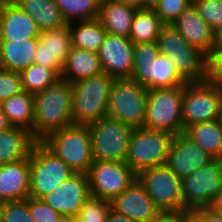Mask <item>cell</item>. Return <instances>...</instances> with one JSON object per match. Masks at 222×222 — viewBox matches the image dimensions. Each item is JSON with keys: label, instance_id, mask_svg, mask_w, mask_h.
<instances>
[{"label": "cell", "instance_id": "1", "mask_svg": "<svg viewBox=\"0 0 222 222\" xmlns=\"http://www.w3.org/2000/svg\"><path fill=\"white\" fill-rule=\"evenodd\" d=\"M73 85L59 78L34 95V138L44 139L50 132L73 125Z\"/></svg>", "mask_w": 222, "mask_h": 222}, {"label": "cell", "instance_id": "2", "mask_svg": "<svg viewBox=\"0 0 222 222\" xmlns=\"http://www.w3.org/2000/svg\"><path fill=\"white\" fill-rule=\"evenodd\" d=\"M131 79L147 90L184 86L187 83L175 70L172 59L159 52L157 41L134 43Z\"/></svg>", "mask_w": 222, "mask_h": 222}, {"label": "cell", "instance_id": "3", "mask_svg": "<svg viewBox=\"0 0 222 222\" xmlns=\"http://www.w3.org/2000/svg\"><path fill=\"white\" fill-rule=\"evenodd\" d=\"M41 141L76 173H88L95 161L87 125L52 131Z\"/></svg>", "mask_w": 222, "mask_h": 222}, {"label": "cell", "instance_id": "4", "mask_svg": "<svg viewBox=\"0 0 222 222\" xmlns=\"http://www.w3.org/2000/svg\"><path fill=\"white\" fill-rule=\"evenodd\" d=\"M115 78L102 72L73 83V125H87L107 117L108 98Z\"/></svg>", "mask_w": 222, "mask_h": 222}, {"label": "cell", "instance_id": "5", "mask_svg": "<svg viewBox=\"0 0 222 222\" xmlns=\"http://www.w3.org/2000/svg\"><path fill=\"white\" fill-rule=\"evenodd\" d=\"M29 166V196L38 199L51 193L76 173L42 141H36L33 145L29 155Z\"/></svg>", "mask_w": 222, "mask_h": 222}, {"label": "cell", "instance_id": "6", "mask_svg": "<svg viewBox=\"0 0 222 222\" xmlns=\"http://www.w3.org/2000/svg\"><path fill=\"white\" fill-rule=\"evenodd\" d=\"M183 86L148 90L143 127L173 135L184 133L182 125Z\"/></svg>", "mask_w": 222, "mask_h": 222}, {"label": "cell", "instance_id": "7", "mask_svg": "<svg viewBox=\"0 0 222 222\" xmlns=\"http://www.w3.org/2000/svg\"><path fill=\"white\" fill-rule=\"evenodd\" d=\"M148 90L131 78L114 79L108 98L107 117L143 127Z\"/></svg>", "mask_w": 222, "mask_h": 222}, {"label": "cell", "instance_id": "8", "mask_svg": "<svg viewBox=\"0 0 222 222\" xmlns=\"http://www.w3.org/2000/svg\"><path fill=\"white\" fill-rule=\"evenodd\" d=\"M173 136L163 130L135 127L125 162L137 175L144 169L165 164Z\"/></svg>", "mask_w": 222, "mask_h": 222}, {"label": "cell", "instance_id": "9", "mask_svg": "<svg viewBox=\"0 0 222 222\" xmlns=\"http://www.w3.org/2000/svg\"><path fill=\"white\" fill-rule=\"evenodd\" d=\"M94 160L125 162L129 140L134 127L130 124L104 117L87 124Z\"/></svg>", "mask_w": 222, "mask_h": 222}, {"label": "cell", "instance_id": "10", "mask_svg": "<svg viewBox=\"0 0 222 222\" xmlns=\"http://www.w3.org/2000/svg\"><path fill=\"white\" fill-rule=\"evenodd\" d=\"M222 89L206 80L187 82L183 86L182 125L184 131L191 125L219 119Z\"/></svg>", "mask_w": 222, "mask_h": 222}, {"label": "cell", "instance_id": "11", "mask_svg": "<svg viewBox=\"0 0 222 222\" xmlns=\"http://www.w3.org/2000/svg\"><path fill=\"white\" fill-rule=\"evenodd\" d=\"M222 191V159H213L181 179L185 209L210 207Z\"/></svg>", "mask_w": 222, "mask_h": 222}, {"label": "cell", "instance_id": "12", "mask_svg": "<svg viewBox=\"0 0 222 222\" xmlns=\"http://www.w3.org/2000/svg\"><path fill=\"white\" fill-rule=\"evenodd\" d=\"M137 178L161 212H178L185 209L181 178L166 164L144 169Z\"/></svg>", "mask_w": 222, "mask_h": 222}, {"label": "cell", "instance_id": "13", "mask_svg": "<svg viewBox=\"0 0 222 222\" xmlns=\"http://www.w3.org/2000/svg\"><path fill=\"white\" fill-rule=\"evenodd\" d=\"M88 174L90 195L111 202L126 190L137 174L126 162L95 160Z\"/></svg>", "mask_w": 222, "mask_h": 222}, {"label": "cell", "instance_id": "14", "mask_svg": "<svg viewBox=\"0 0 222 222\" xmlns=\"http://www.w3.org/2000/svg\"><path fill=\"white\" fill-rule=\"evenodd\" d=\"M97 54L103 72L115 79L131 78L134 43L130 38L107 33Z\"/></svg>", "mask_w": 222, "mask_h": 222}, {"label": "cell", "instance_id": "15", "mask_svg": "<svg viewBox=\"0 0 222 222\" xmlns=\"http://www.w3.org/2000/svg\"><path fill=\"white\" fill-rule=\"evenodd\" d=\"M72 47L68 24L64 27L40 31L34 63L52 69L60 77L63 64Z\"/></svg>", "mask_w": 222, "mask_h": 222}, {"label": "cell", "instance_id": "16", "mask_svg": "<svg viewBox=\"0 0 222 222\" xmlns=\"http://www.w3.org/2000/svg\"><path fill=\"white\" fill-rule=\"evenodd\" d=\"M213 160L203 148L185 133L174 135L169 145L165 164L181 179Z\"/></svg>", "mask_w": 222, "mask_h": 222}, {"label": "cell", "instance_id": "17", "mask_svg": "<svg viewBox=\"0 0 222 222\" xmlns=\"http://www.w3.org/2000/svg\"><path fill=\"white\" fill-rule=\"evenodd\" d=\"M90 196L87 173H75L42 199L63 217H76Z\"/></svg>", "mask_w": 222, "mask_h": 222}, {"label": "cell", "instance_id": "18", "mask_svg": "<svg viewBox=\"0 0 222 222\" xmlns=\"http://www.w3.org/2000/svg\"><path fill=\"white\" fill-rule=\"evenodd\" d=\"M110 204L112 210L135 222H152L161 213L138 178Z\"/></svg>", "mask_w": 222, "mask_h": 222}, {"label": "cell", "instance_id": "19", "mask_svg": "<svg viewBox=\"0 0 222 222\" xmlns=\"http://www.w3.org/2000/svg\"><path fill=\"white\" fill-rule=\"evenodd\" d=\"M29 192V157L0 165V202L25 200Z\"/></svg>", "mask_w": 222, "mask_h": 222}, {"label": "cell", "instance_id": "20", "mask_svg": "<svg viewBox=\"0 0 222 222\" xmlns=\"http://www.w3.org/2000/svg\"><path fill=\"white\" fill-rule=\"evenodd\" d=\"M184 39L206 56L214 49V32L190 4L171 24Z\"/></svg>", "mask_w": 222, "mask_h": 222}, {"label": "cell", "instance_id": "21", "mask_svg": "<svg viewBox=\"0 0 222 222\" xmlns=\"http://www.w3.org/2000/svg\"><path fill=\"white\" fill-rule=\"evenodd\" d=\"M35 21L12 0H6L0 10V35L2 40L39 38Z\"/></svg>", "mask_w": 222, "mask_h": 222}, {"label": "cell", "instance_id": "22", "mask_svg": "<svg viewBox=\"0 0 222 222\" xmlns=\"http://www.w3.org/2000/svg\"><path fill=\"white\" fill-rule=\"evenodd\" d=\"M36 139L22 127L11 126L0 132V165L28 158Z\"/></svg>", "mask_w": 222, "mask_h": 222}, {"label": "cell", "instance_id": "23", "mask_svg": "<svg viewBox=\"0 0 222 222\" xmlns=\"http://www.w3.org/2000/svg\"><path fill=\"white\" fill-rule=\"evenodd\" d=\"M136 11L117 0H101L98 19L107 33L129 38Z\"/></svg>", "mask_w": 222, "mask_h": 222}, {"label": "cell", "instance_id": "24", "mask_svg": "<svg viewBox=\"0 0 222 222\" xmlns=\"http://www.w3.org/2000/svg\"><path fill=\"white\" fill-rule=\"evenodd\" d=\"M102 72L97 53L72 47L63 64L60 77L73 84Z\"/></svg>", "mask_w": 222, "mask_h": 222}, {"label": "cell", "instance_id": "25", "mask_svg": "<svg viewBox=\"0 0 222 222\" xmlns=\"http://www.w3.org/2000/svg\"><path fill=\"white\" fill-rule=\"evenodd\" d=\"M34 21L39 31L64 27L63 18L55 0H12Z\"/></svg>", "mask_w": 222, "mask_h": 222}, {"label": "cell", "instance_id": "26", "mask_svg": "<svg viewBox=\"0 0 222 222\" xmlns=\"http://www.w3.org/2000/svg\"><path fill=\"white\" fill-rule=\"evenodd\" d=\"M38 38L24 40H3V69L21 72L34 63Z\"/></svg>", "mask_w": 222, "mask_h": 222}, {"label": "cell", "instance_id": "27", "mask_svg": "<svg viewBox=\"0 0 222 222\" xmlns=\"http://www.w3.org/2000/svg\"><path fill=\"white\" fill-rule=\"evenodd\" d=\"M169 56L175 70L186 82H198L206 77V55L200 50L159 51Z\"/></svg>", "mask_w": 222, "mask_h": 222}, {"label": "cell", "instance_id": "28", "mask_svg": "<svg viewBox=\"0 0 222 222\" xmlns=\"http://www.w3.org/2000/svg\"><path fill=\"white\" fill-rule=\"evenodd\" d=\"M11 126L29 130L34 137V95L22 91L1 103Z\"/></svg>", "mask_w": 222, "mask_h": 222}, {"label": "cell", "instance_id": "29", "mask_svg": "<svg viewBox=\"0 0 222 222\" xmlns=\"http://www.w3.org/2000/svg\"><path fill=\"white\" fill-rule=\"evenodd\" d=\"M184 133L213 159H222V126L219 119L193 124Z\"/></svg>", "mask_w": 222, "mask_h": 222}, {"label": "cell", "instance_id": "30", "mask_svg": "<svg viewBox=\"0 0 222 222\" xmlns=\"http://www.w3.org/2000/svg\"><path fill=\"white\" fill-rule=\"evenodd\" d=\"M74 23H68L73 47L97 53L107 34L99 19Z\"/></svg>", "mask_w": 222, "mask_h": 222}, {"label": "cell", "instance_id": "31", "mask_svg": "<svg viewBox=\"0 0 222 222\" xmlns=\"http://www.w3.org/2000/svg\"><path fill=\"white\" fill-rule=\"evenodd\" d=\"M163 25L154 10L138 9L133 18L129 38L133 43L157 41Z\"/></svg>", "mask_w": 222, "mask_h": 222}, {"label": "cell", "instance_id": "32", "mask_svg": "<svg viewBox=\"0 0 222 222\" xmlns=\"http://www.w3.org/2000/svg\"><path fill=\"white\" fill-rule=\"evenodd\" d=\"M100 2L101 0H55L67 23L98 18Z\"/></svg>", "mask_w": 222, "mask_h": 222}, {"label": "cell", "instance_id": "33", "mask_svg": "<svg viewBox=\"0 0 222 222\" xmlns=\"http://www.w3.org/2000/svg\"><path fill=\"white\" fill-rule=\"evenodd\" d=\"M23 91L35 95L45 90L60 77L50 68L33 63L20 72Z\"/></svg>", "mask_w": 222, "mask_h": 222}, {"label": "cell", "instance_id": "34", "mask_svg": "<svg viewBox=\"0 0 222 222\" xmlns=\"http://www.w3.org/2000/svg\"><path fill=\"white\" fill-rule=\"evenodd\" d=\"M110 209L109 201L90 195L76 216L77 222H107Z\"/></svg>", "mask_w": 222, "mask_h": 222}, {"label": "cell", "instance_id": "35", "mask_svg": "<svg viewBox=\"0 0 222 222\" xmlns=\"http://www.w3.org/2000/svg\"><path fill=\"white\" fill-rule=\"evenodd\" d=\"M192 4L214 33L222 27V0H192Z\"/></svg>", "mask_w": 222, "mask_h": 222}, {"label": "cell", "instance_id": "36", "mask_svg": "<svg viewBox=\"0 0 222 222\" xmlns=\"http://www.w3.org/2000/svg\"><path fill=\"white\" fill-rule=\"evenodd\" d=\"M157 44L159 51L198 50L190 45L173 25H163Z\"/></svg>", "mask_w": 222, "mask_h": 222}, {"label": "cell", "instance_id": "37", "mask_svg": "<svg viewBox=\"0 0 222 222\" xmlns=\"http://www.w3.org/2000/svg\"><path fill=\"white\" fill-rule=\"evenodd\" d=\"M190 4L192 0H161L154 12L164 25H171Z\"/></svg>", "mask_w": 222, "mask_h": 222}, {"label": "cell", "instance_id": "38", "mask_svg": "<svg viewBox=\"0 0 222 222\" xmlns=\"http://www.w3.org/2000/svg\"><path fill=\"white\" fill-rule=\"evenodd\" d=\"M2 222H34L27 198L3 203Z\"/></svg>", "mask_w": 222, "mask_h": 222}, {"label": "cell", "instance_id": "39", "mask_svg": "<svg viewBox=\"0 0 222 222\" xmlns=\"http://www.w3.org/2000/svg\"><path fill=\"white\" fill-rule=\"evenodd\" d=\"M34 222H60L62 214L54 211L43 199L27 197Z\"/></svg>", "mask_w": 222, "mask_h": 222}, {"label": "cell", "instance_id": "40", "mask_svg": "<svg viewBox=\"0 0 222 222\" xmlns=\"http://www.w3.org/2000/svg\"><path fill=\"white\" fill-rule=\"evenodd\" d=\"M23 91L19 72L0 70V103Z\"/></svg>", "mask_w": 222, "mask_h": 222}, {"label": "cell", "instance_id": "41", "mask_svg": "<svg viewBox=\"0 0 222 222\" xmlns=\"http://www.w3.org/2000/svg\"><path fill=\"white\" fill-rule=\"evenodd\" d=\"M205 80L222 89V48H214L206 56Z\"/></svg>", "mask_w": 222, "mask_h": 222}, {"label": "cell", "instance_id": "42", "mask_svg": "<svg viewBox=\"0 0 222 222\" xmlns=\"http://www.w3.org/2000/svg\"><path fill=\"white\" fill-rule=\"evenodd\" d=\"M181 222H203L202 208L181 210Z\"/></svg>", "mask_w": 222, "mask_h": 222}, {"label": "cell", "instance_id": "43", "mask_svg": "<svg viewBox=\"0 0 222 222\" xmlns=\"http://www.w3.org/2000/svg\"><path fill=\"white\" fill-rule=\"evenodd\" d=\"M152 222H181V211L161 212Z\"/></svg>", "mask_w": 222, "mask_h": 222}, {"label": "cell", "instance_id": "44", "mask_svg": "<svg viewBox=\"0 0 222 222\" xmlns=\"http://www.w3.org/2000/svg\"><path fill=\"white\" fill-rule=\"evenodd\" d=\"M202 219L203 222H222V217L210 207L202 208Z\"/></svg>", "mask_w": 222, "mask_h": 222}, {"label": "cell", "instance_id": "45", "mask_svg": "<svg viewBox=\"0 0 222 222\" xmlns=\"http://www.w3.org/2000/svg\"><path fill=\"white\" fill-rule=\"evenodd\" d=\"M107 222H135V221H132L127 216L119 214L114 210L110 209Z\"/></svg>", "mask_w": 222, "mask_h": 222}, {"label": "cell", "instance_id": "46", "mask_svg": "<svg viewBox=\"0 0 222 222\" xmlns=\"http://www.w3.org/2000/svg\"><path fill=\"white\" fill-rule=\"evenodd\" d=\"M217 214L222 217V191L210 206Z\"/></svg>", "mask_w": 222, "mask_h": 222}, {"label": "cell", "instance_id": "47", "mask_svg": "<svg viewBox=\"0 0 222 222\" xmlns=\"http://www.w3.org/2000/svg\"><path fill=\"white\" fill-rule=\"evenodd\" d=\"M11 125L8 123L5 113L3 112V108L0 103V132L7 130Z\"/></svg>", "mask_w": 222, "mask_h": 222}, {"label": "cell", "instance_id": "48", "mask_svg": "<svg viewBox=\"0 0 222 222\" xmlns=\"http://www.w3.org/2000/svg\"><path fill=\"white\" fill-rule=\"evenodd\" d=\"M125 5L131 6L135 9H143V0H117Z\"/></svg>", "mask_w": 222, "mask_h": 222}, {"label": "cell", "instance_id": "49", "mask_svg": "<svg viewBox=\"0 0 222 222\" xmlns=\"http://www.w3.org/2000/svg\"><path fill=\"white\" fill-rule=\"evenodd\" d=\"M214 48H222V27L214 33Z\"/></svg>", "mask_w": 222, "mask_h": 222}, {"label": "cell", "instance_id": "50", "mask_svg": "<svg viewBox=\"0 0 222 222\" xmlns=\"http://www.w3.org/2000/svg\"><path fill=\"white\" fill-rule=\"evenodd\" d=\"M161 0H143V9L154 10Z\"/></svg>", "mask_w": 222, "mask_h": 222}, {"label": "cell", "instance_id": "51", "mask_svg": "<svg viewBox=\"0 0 222 222\" xmlns=\"http://www.w3.org/2000/svg\"><path fill=\"white\" fill-rule=\"evenodd\" d=\"M2 45H3V40H2L1 35H0V70L3 69Z\"/></svg>", "mask_w": 222, "mask_h": 222}, {"label": "cell", "instance_id": "52", "mask_svg": "<svg viewBox=\"0 0 222 222\" xmlns=\"http://www.w3.org/2000/svg\"><path fill=\"white\" fill-rule=\"evenodd\" d=\"M60 222H77L76 217H63Z\"/></svg>", "mask_w": 222, "mask_h": 222}, {"label": "cell", "instance_id": "53", "mask_svg": "<svg viewBox=\"0 0 222 222\" xmlns=\"http://www.w3.org/2000/svg\"><path fill=\"white\" fill-rule=\"evenodd\" d=\"M2 216H3V203L0 202V222H2Z\"/></svg>", "mask_w": 222, "mask_h": 222}, {"label": "cell", "instance_id": "54", "mask_svg": "<svg viewBox=\"0 0 222 222\" xmlns=\"http://www.w3.org/2000/svg\"><path fill=\"white\" fill-rule=\"evenodd\" d=\"M219 120H220V123H221V126H222V105H221V109H220V117H219Z\"/></svg>", "mask_w": 222, "mask_h": 222}, {"label": "cell", "instance_id": "55", "mask_svg": "<svg viewBox=\"0 0 222 222\" xmlns=\"http://www.w3.org/2000/svg\"><path fill=\"white\" fill-rule=\"evenodd\" d=\"M6 0H0V10H1V7L3 5V3L5 2Z\"/></svg>", "mask_w": 222, "mask_h": 222}]
</instances>
